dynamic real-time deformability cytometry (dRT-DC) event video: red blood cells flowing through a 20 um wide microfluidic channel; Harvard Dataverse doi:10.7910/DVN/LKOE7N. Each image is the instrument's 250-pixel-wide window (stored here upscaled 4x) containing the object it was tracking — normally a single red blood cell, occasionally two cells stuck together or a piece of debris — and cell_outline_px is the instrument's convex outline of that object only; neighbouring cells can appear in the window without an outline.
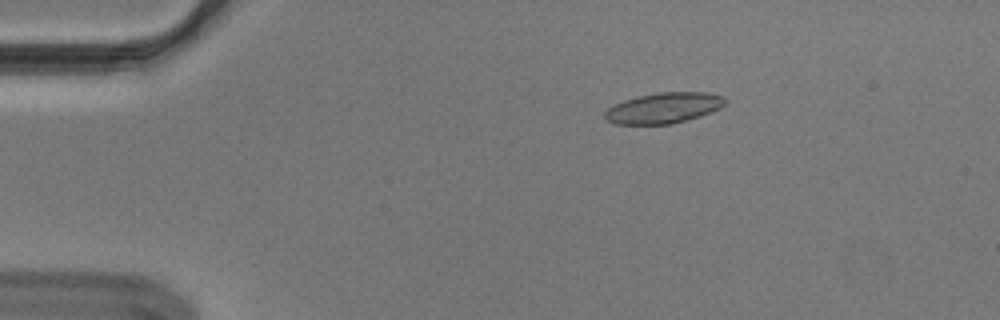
{"species": "Egyptian fruit bat (a non-hibernating species)", "species_latin": "Rousettus aegyptiacus", "temperature_condition": "cold", "stored_images_in_passage": 9, "camera_frame_rate_fps": 3000, "um_per_image_px": 0.085, "animal": {"sex": "male"}, "frame": {"image": 1, "passage_image": 1, "time_ms": 0.0, "image_size_px": [1000, 320], "cell_outline_px": [[728, 100], [720, 108], [700, 116], [688, 120], [672, 124], [612, 124], [604, 116], [604, 112], [608, 108], [624, 100], [636, 96], [656, 92], [708, 92], [724, 96]], "centroid_in_image_um": [56.43, 9.17], "position_along_channel_um": 28.6, "area_um2": 21.68}}
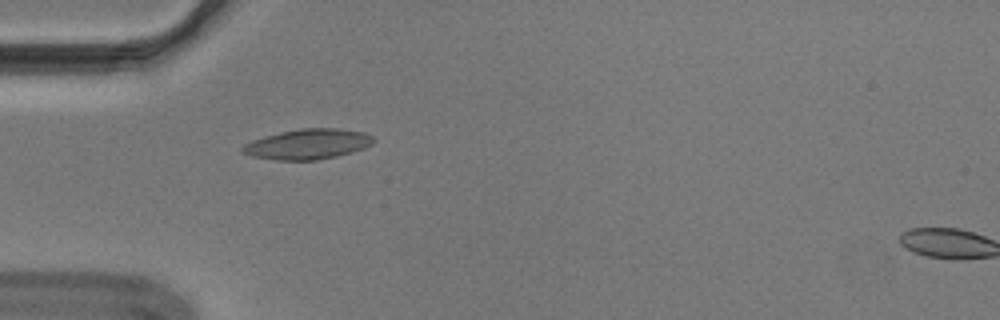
{"frame": {"image": 2, "passage_image": 8, "time_ms": 2.333, "image_size_px": [1000, 320], "cell_outline_px": [[376, 140], [372, 144], [364, 148], [352, 152], [336, 156], [316, 160], [276, 160], [252, 156], [244, 152], [240, 148], [244, 144], [252, 140], [264, 136], [280, 132], [300, 128], [340, 128], [364, 132], [372, 136]], "centroid_in_image_um": [26.18, 12.24], "position_along_channel_um": 58.8, "area_um2": 23.12}}